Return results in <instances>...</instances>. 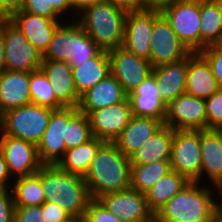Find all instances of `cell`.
<instances>
[{
  "label": "cell",
  "instance_id": "11a10c76",
  "mask_svg": "<svg viewBox=\"0 0 222 222\" xmlns=\"http://www.w3.org/2000/svg\"><path fill=\"white\" fill-rule=\"evenodd\" d=\"M219 132L222 134V126L218 128Z\"/></svg>",
  "mask_w": 222,
  "mask_h": 222
},
{
  "label": "cell",
  "instance_id": "4fadbf2b",
  "mask_svg": "<svg viewBox=\"0 0 222 222\" xmlns=\"http://www.w3.org/2000/svg\"><path fill=\"white\" fill-rule=\"evenodd\" d=\"M164 125L173 130H205L207 114L205 99L188 93L180 94L168 106Z\"/></svg>",
  "mask_w": 222,
  "mask_h": 222
},
{
  "label": "cell",
  "instance_id": "d6a6232c",
  "mask_svg": "<svg viewBox=\"0 0 222 222\" xmlns=\"http://www.w3.org/2000/svg\"><path fill=\"white\" fill-rule=\"evenodd\" d=\"M169 171H171L170 160L154 161L146 165H131L130 187L136 191L146 193Z\"/></svg>",
  "mask_w": 222,
  "mask_h": 222
},
{
  "label": "cell",
  "instance_id": "cb8c5ba5",
  "mask_svg": "<svg viewBox=\"0 0 222 222\" xmlns=\"http://www.w3.org/2000/svg\"><path fill=\"white\" fill-rule=\"evenodd\" d=\"M128 98L134 116H145L160 119L164 122L166 106L161 101L159 87L153 73L135 88Z\"/></svg>",
  "mask_w": 222,
  "mask_h": 222
},
{
  "label": "cell",
  "instance_id": "f546056e",
  "mask_svg": "<svg viewBox=\"0 0 222 222\" xmlns=\"http://www.w3.org/2000/svg\"><path fill=\"white\" fill-rule=\"evenodd\" d=\"M105 141L93 137L88 142L66 150L64 157L58 162V166L69 173L85 176L91 162L95 158L99 147Z\"/></svg>",
  "mask_w": 222,
  "mask_h": 222
},
{
  "label": "cell",
  "instance_id": "f5cc1de1",
  "mask_svg": "<svg viewBox=\"0 0 222 222\" xmlns=\"http://www.w3.org/2000/svg\"><path fill=\"white\" fill-rule=\"evenodd\" d=\"M94 1H98V0H72L73 4L75 5V7L79 10L84 4L90 3V2H94Z\"/></svg>",
  "mask_w": 222,
  "mask_h": 222
},
{
  "label": "cell",
  "instance_id": "7bdbcfd3",
  "mask_svg": "<svg viewBox=\"0 0 222 222\" xmlns=\"http://www.w3.org/2000/svg\"><path fill=\"white\" fill-rule=\"evenodd\" d=\"M41 208L46 222H61L71 216L56 203L44 202Z\"/></svg>",
  "mask_w": 222,
  "mask_h": 222
},
{
  "label": "cell",
  "instance_id": "7dc6e473",
  "mask_svg": "<svg viewBox=\"0 0 222 222\" xmlns=\"http://www.w3.org/2000/svg\"><path fill=\"white\" fill-rule=\"evenodd\" d=\"M8 180L11 182L13 179L9 174L5 158L0 152V189H11L12 185L8 184Z\"/></svg>",
  "mask_w": 222,
  "mask_h": 222
},
{
  "label": "cell",
  "instance_id": "1f68e13d",
  "mask_svg": "<svg viewBox=\"0 0 222 222\" xmlns=\"http://www.w3.org/2000/svg\"><path fill=\"white\" fill-rule=\"evenodd\" d=\"M12 182L11 191L15 206H41L45 202L41 186V168L34 175L16 178Z\"/></svg>",
  "mask_w": 222,
  "mask_h": 222
},
{
  "label": "cell",
  "instance_id": "60d3db41",
  "mask_svg": "<svg viewBox=\"0 0 222 222\" xmlns=\"http://www.w3.org/2000/svg\"><path fill=\"white\" fill-rule=\"evenodd\" d=\"M14 222H46L41 206H15Z\"/></svg>",
  "mask_w": 222,
  "mask_h": 222
},
{
  "label": "cell",
  "instance_id": "d4e9b609",
  "mask_svg": "<svg viewBox=\"0 0 222 222\" xmlns=\"http://www.w3.org/2000/svg\"><path fill=\"white\" fill-rule=\"evenodd\" d=\"M163 125L160 119L133 115L114 143L124 155L130 157Z\"/></svg>",
  "mask_w": 222,
  "mask_h": 222
},
{
  "label": "cell",
  "instance_id": "9a60e30c",
  "mask_svg": "<svg viewBox=\"0 0 222 222\" xmlns=\"http://www.w3.org/2000/svg\"><path fill=\"white\" fill-rule=\"evenodd\" d=\"M108 54L110 73L128 95L152 73L148 59L136 56L122 46L108 51Z\"/></svg>",
  "mask_w": 222,
  "mask_h": 222
},
{
  "label": "cell",
  "instance_id": "7a4b0ae2",
  "mask_svg": "<svg viewBox=\"0 0 222 222\" xmlns=\"http://www.w3.org/2000/svg\"><path fill=\"white\" fill-rule=\"evenodd\" d=\"M127 13L108 1L98 0L84 4L73 17L101 50L110 51L123 45Z\"/></svg>",
  "mask_w": 222,
  "mask_h": 222
},
{
  "label": "cell",
  "instance_id": "ac0fdd59",
  "mask_svg": "<svg viewBox=\"0 0 222 222\" xmlns=\"http://www.w3.org/2000/svg\"><path fill=\"white\" fill-rule=\"evenodd\" d=\"M201 174L213 183V188L220 193L222 188V134L218 129L200 130Z\"/></svg>",
  "mask_w": 222,
  "mask_h": 222
},
{
  "label": "cell",
  "instance_id": "816d5d0a",
  "mask_svg": "<svg viewBox=\"0 0 222 222\" xmlns=\"http://www.w3.org/2000/svg\"><path fill=\"white\" fill-rule=\"evenodd\" d=\"M61 222H86L84 215L69 216L66 220Z\"/></svg>",
  "mask_w": 222,
  "mask_h": 222
},
{
  "label": "cell",
  "instance_id": "6da1fadb",
  "mask_svg": "<svg viewBox=\"0 0 222 222\" xmlns=\"http://www.w3.org/2000/svg\"><path fill=\"white\" fill-rule=\"evenodd\" d=\"M92 199L130 188L131 162L114 142L105 141L84 176Z\"/></svg>",
  "mask_w": 222,
  "mask_h": 222
},
{
  "label": "cell",
  "instance_id": "4316f807",
  "mask_svg": "<svg viewBox=\"0 0 222 222\" xmlns=\"http://www.w3.org/2000/svg\"><path fill=\"white\" fill-rule=\"evenodd\" d=\"M174 130L163 125L130 157L131 165H146L154 161L170 160Z\"/></svg>",
  "mask_w": 222,
  "mask_h": 222
},
{
  "label": "cell",
  "instance_id": "681fc988",
  "mask_svg": "<svg viewBox=\"0 0 222 222\" xmlns=\"http://www.w3.org/2000/svg\"><path fill=\"white\" fill-rule=\"evenodd\" d=\"M175 0H144L145 8L159 9L161 10L164 6L169 5Z\"/></svg>",
  "mask_w": 222,
  "mask_h": 222
},
{
  "label": "cell",
  "instance_id": "7402d4cb",
  "mask_svg": "<svg viewBox=\"0 0 222 222\" xmlns=\"http://www.w3.org/2000/svg\"><path fill=\"white\" fill-rule=\"evenodd\" d=\"M55 203L71 216L84 215L91 196L84 177L61 169V188Z\"/></svg>",
  "mask_w": 222,
  "mask_h": 222
},
{
  "label": "cell",
  "instance_id": "bcb514c9",
  "mask_svg": "<svg viewBox=\"0 0 222 222\" xmlns=\"http://www.w3.org/2000/svg\"><path fill=\"white\" fill-rule=\"evenodd\" d=\"M126 12L145 9L144 0H105Z\"/></svg>",
  "mask_w": 222,
  "mask_h": 222
},
{
  "label": "cell",
  "instance_id": "f35d334b",
  "mask_svg": "<svg viewBox=\"0 0 222 222\" xmlns=\"http://www.w3.org/2000/svg\"><path fill=\"white\" fill-rule=\"evenodd\" d=\"M86 222H122L97 199H91L84 214Z\"/></svg>",
  "mask_w": 222,
  "mask_h": 222
},
{
  "label": "cell",
  "instance_id": "74e56055",
  "mask_svg": "<svg viewBox=\"0 0 222 222\" xmlns=\"http://www.w3.org/2000/svg\"><path fill=\"white\" fill-rule=\"evenodd\" d=\"M210 64L212 73L219 87H222V45L206 46L199 52Z\"/></svg>",
  "mask_w": 222,
  "mask_h": 222
},
{
  "label": "cell",
  "instance_id": "9c48e42d",
  "mask_svg": "<svg viewBox=\"0 0 222 222\" xmlns=\"http://www.w3.org/2000/svg\"><path fill=\"white\" fill-rule=\"evenodd\" d=\"M78 111V107L54 109L39 143L37 152L42 164H58L66 152V124Z\"/></svg>",
  "mask_w": 222,
  "mask_h": 222
},
{
  "label": "cell",
  "instance_id": "c3c4849f",
  "mask_svg": "<svg viewBox=\"0 0 222 222\" xmlns=\"http://www.w3.org/2000/svg\"><path fill=\"white\" fill-rule=\"evenodd\" d=\"M6 70L4 35H3V18H0V74Z\"/></svg>",
  "mask_w": 222,
  "mask_h": 222
},
{
  "label": "cell",
  "instance_id": "5bb4252c",
  "mask_svg": "<svg viewBox=\"0 0 222 222\" xmlns=\"http://www.w3.org/2000/svg\"><path fill=\"white\" fill-rule=\"evenodd\" d=\"M98 201L122 222H155V214L148 206L145 193L131 187L101 196Z\"/></svg>",
  "mask_w": 222,
  "mask_h": 222
},
{
  "label": "cell",
  "instance_id": "db71d44e",
  "mask_svg": "<svg viewBox=\"0 0 222 222\" xmlns=\"http://www.w3.org/2000/svg\"><path fill=\"white\" fill-rule=\"evenodd\" d=\"M219 196H221V198H222V188L220 189ZM221 200H222V199H221ZM221 203H222V201H221Z\"/></svg>",
  "mask_w": 222,
  "mask_h": 222
},
{
  "label": "cell",
  "instance_id": "3957f363",
  "mask_svg": "<svg viewBox=\"0 0 222 222\" xmlns=\"http://www.w3.org/2000/svg\"><path fill=\"white\" fill-rule=\"evenodd\" d=\"M190 181L155 214V222H211L216 201L213 188Z\"/></svg>",
  "mask_w": 222,
  "mask_h": 222
},
{
  "label": "cell",
  "instance_id": "d6986e66",
  "mask_svg": "<svg viewBox=\"0 0 222 222\" xmlns=\"http://www.w3.org/2000/svg\"><path fill=\"white\" fill-rule=\"evenodd\" d=\"M41 69L52 84L56 100L63 107H78L80 96L74 85L72 66L68 62L43 59Z\"/></svg>",
  "mask_w": 222,
  "mask_h": 222
},
{
  "label": "cell",
  "instance_id": "30bf717a",
  "mask_svg": "<svg viewBox=\"0 0 222 222\" xmlns=\"http://www.w3.org/2000/svg\"><path fill=\"white\" fill-rule=\"evenodd\" d=\"M150 63L153 67L177 62L192 52L178 38L169 21L161 13L154 22L151 34Z\"/></svg>",
  "mask_w": 222,
  "mask_h": 222
},
{
  "label": "cell",
  "instance_id": "ee69618b",
  "mask_svg": "<svg viewBox=\"0 0 222 222\" xmlns=\"http://www.w3.org/2000/svg\"><path fill=\"white\" fill-rule=\"evenodd\" d=\"M24 0H0V18H8L21 9Z\"/></svg>",
  "mask_w": 222,
  "mask_h": 222
},
{
  "label": "cell",
  "instance_id": "ab89813d",
  "mask_svg": "<svg viewBox=\"0 0 222 222\" xmlns=\"http://www.w3.org/2000/svg\"><path fill=\"white\" fill-rule=\"evenodd\" d=\"M70 10L78 13V9L73 4L72 0H45V17L51 18L53 20H61V14H65Z\"/></svg>",
  "mask_w": 222,
  "mask_h": 222
},
{
  "label": "cell",
  "instance_id": "44dd1931",
  "mask_svg": "<svg viewBox=\"0 0 222 222\" xmlns=\"http://www.w3.org/2000/svg\"><path fill=\"white\" fill-rule=\"evenodd\" d=\"M188 57L152 68L161 101L168 106L180 94L185 93Z\"/></svg>",
  "mask_w": 222,
  "mask_h": 222
},
{
  "label": "cell",
  "instance_id": "b9f144b4",
  "mask_svg": "<svg viewBox=\"0 0 222 222\" xmlns=\"http://www.w3.org/2000/svg\"><path fill=\"white\" fill-rule=\"evenodd\" d=\"M10 191L11 189H0V222H14L15 205Z\"/></svg>",
  "mask_w": 222,
  "mask_h": 222
},
{
  "label": "cell",
  "instance_id": "8992f818",
  "mask_svg": "<svg viewBox=\"0 0 222 222\" xmlns=\"http://www.w3.org/2000/svg\"><path fill=\"white\" fill-rule=\"evenodd\" d=\"M161 13L189 50L200 52V0H175Z\"/></svg>",
  "mask_w": 222,
  "mask_h": 222
},
{
  "label": "cell",
  "instance_id": "e0dca14e",
  "mask_svg": "<svg viewBox=\"0 0 222 222\" xmlns=\"http://www.w3.org/2000/svg\"><path fill=\"white\" fill-rule=\"evenodd\" d=\"M8 19L42 55L46 52L56 29L63 23L62 20L34 15L21 9L12 13Z\"/></svg>",
  "mask_w": 222,
  "mask_h": 222
},
{
  "label": "cell",
  "instance_id": "8fae6325",
  "mask_svg": "<svg viewBox=\"0 0 222 222\" xmlns=\"http://www.w3.org/2000/svg\"><path fill=\"white\" fill-rule=\"evenodd\" d=\"M159 9L145 8L127 13L122 47L150 62L151 34Z\"/></svg>",
  "mask_w": 222,
  "mask_h": 222
},
{
  "label": "cell",
  "instance_id": "ffe728a7",
  "mask_svg": "<svg viewBox=\"0 0 222 222\" xmlns=\"http://www.w3.org/2000/svg\"><path fill=\"white\" fill-rule=\"evenodd\" d=\"M128 94L110 73L80 96L78 110L86 115L95 110L124 101Z\"/></svg>",
  "mask_w": 222,
  "mask_h": 222
},
{
  "label": "cell",
  "instance_id": "4dcf8cb0",
  "mask_svg": "<svg viewBox=\"0 0 222 222\" xmlns=\"http://www.w3.org/2000/svg\"><path fill=\"white\" fill-rule=\"evenodd\" d=\"M189 182L184 175L173 170L169 171L145 193L150 210L156 214Z\"/></svg>",
  "mask_w": 222,
  "mask_h": 222
},
{
  "label": "cell",
  "instance_id": "f907efd6",
  "mask_svg": "<svg viewBox=\"0 0 222 222\" xmlns=\"http://www.w3.org/2000/svg\"><path fill=\"white\" fill-rule=\"evenodd\" d=\"M211 222H222V203L219 202L212 212Z\"/></svg>",
  "mask_w": 222,
  "mask_h": 222
},
{
  "label": "cell",
  "instance_id": "83f0119b",
  "mask_svg": "<svg viewBox=\"0 0 222 222\" xmlns=\"http://www.w3.org/2000/svg\"><path fill=\"white\" fill-rule=\"evenodd\" d=\"M110 74L108 51L101 50L93 58L72 67V75L77 94L81 96Z\"/></svg>",
  "mask_w": 222,
  "mask_h": 222
},
{
  "label": "cell",
  "instance_id": "ba28073f",
  "mask_svg": "<svg viewBox=\"0 0 222 222\" xmlns=\"http://www.w3.org/2000/svg\"><path fill=\"white\" fill-rule=\"evenodd\" d=\"M170 165L171 170L184 175L189 181L200 183V130H174Z\"/></svg>",
  "mask_w": 222,
  "mask_h": 222
},
{
  "label": "cell",
  "instance_id": "7c38bea8",
  "mask_svg": "<svg viewBox=\"0 0 222 222\" xmlns=\"http://www.w3.org/2000/svg\"><path fill=\"white\" fill-rule=\"evenodd\" d=\"M0 152L14 179L34 175L43 165L38 157L37 145L16 137L1 135Z\"/></svg>",
  "mask_w": 222,
  "mask_h": 222
},
{
  "label": "cell",
  "instance_id": "484cf974",
  "mask_svg": "<svg viewBox=\"0 0 222 222\" xmlns=\"http://www.w3.org/2000/svg\"><path fill=\"white\" fill-rule=\"evenodd\" d=\"M219 88L210 64L199 52H192L188 56L185 92L198 98L207 99Z\"/></svg>",
  "mask_w": 222,
  "mask_h": 222
},
{
  "label": "cell",
  "instance_id": "d590c367",
  "mask_svg": "<svg viewBox=\"0 0 222 222\" xmlns=\"http://www.w3.org/2000/svg\"><path fill=\"white\" fill-rule=\"evenodd\" d=\"M41 186L45 202L55 203L61 188V168L57 164L41 166Z\"/></svg>",
  "mask_w": 222,
  "mask_h": 222
},
{
  "label": "cell",
  "instance_id": "836d02e7",
  "mask_svg": "<svg viewBox=\"0 0 222 222\" xmlns=\"http://www.w3.org/2000/svg\"><path fill=\"white\" fill-rule=\"evenodd\" d=\"M29 90L31 103L52 109L63 107L56 100L52 84L41 68L30 72Z\"/></svg>",
  "mask_w": 222,
  "mask_h": 222
},
{
  "label": "cell",
  "instance_id": "5b68a950",
  "mask_svg": "<svg viewBox=\"0 0 222 222\" xmlns=\"http://www.w3.org/2000/svg\"><path fill=\"white\" fill-rule=\"evenodd\" d=\"M54 109L29 103L0 116V134L38 144Z\"/></svg>",
  "mask_w": 222,
  "mask_h": 222
},
{
  "label": "cell",
  "instance_id": "f6af8a7d",
  "mask_svg": "<svg viewBox=\"0 0 222 222\" xmlns=\"http://www.w3.org/2000/svg\"><path fill=\"white\" fill-rule=\"evenodd\" d=\"M21 10L34 15L45 16V0H24Z\"/></svg>",
  "mask_w": 222,
  "mask_h": 222
},
{
  "label": "cell",
  "instance_id": "f1b7e54d",
  "mask_svg": "<svg viewBox=\"0 0 222 222\" xmlns=\"http://www.w3.org/2000/svg\"><path fill=\"white\" fill-rule=\"evenodd\" d=\"M200 51L222 40V0H200Z\"/></svg>",
  "mask_w": 222,
  "mask_h": 222
},
{
  "label": "cell",
  "instance_id": "2e32d148",
  "mask_svg": "<svg viewBox=\"0 0 222 222\" xmlns=\"http://www.w3.org/2000/svg\"><path fill=\"white\" fill-rule=\"evenodd\" d=\"M93 137L107 142H114L130 122L133 112L127 97L124 101L107 106L88 115Z\"/></svg>",
  "mask_w": 222,
  "mask_h": 222
},
{
  "label": "cell",
  "instance_id": "603a6c76",
  "mask_svg": "<svg viewBox=\"0 0 222 222\" xmlns=\"http://www.w3.org/2000/svg\"><path fill=\"white\" fill-rule=\"evenodd\" d=\"M29 81L30 72L5 70L0 74V116L31 103Z\"/></svg>",
  "mask_w": 222,
  "mask_h": 222
},
{
  "label": "cell",
  "instance_id": "52a82bcc",
  "mask_svg": "<svg viewBox=\"0 0 222 222\" xmlns=\"http://www.w3.org/2000/svg\"><path fill=\"white\" fill-rule=\"evenodd\" d=\"M6 70L32 72L41 68L43 55L8 19L3 18Z\"/></svg>",
  "mask_w": 222,
  "mask_h": 222
},
{
  "label": "cell",
  "instance_id": "277c9868",
  "mask_svg": "<svg viewBox=\"0 0 222 222\" xmlns=\"http://www.w3.org/2000/svg\"><path fill=\"white\" fill-rule=\"evenodd\" d=\"M71 20L73 22L62 23L56 29L43 59L68 62L75 67L101 51L84 28L76 20Z\"/></svg>",
  "mask_w": 222,
  "mask_h": 222
},
{
  "label": "cell",
  "instance_id": "e575fe53",
  "mask_svg": "<svg viewBox=\"0 0 222 222\" xmlns=\"http://www.w3.org/2000/svg\"><path fill=\"white\" fill-rule=\"evenodd\" d=\"M92 138L88 116L78 110L66 124V150L84 144Z\"/></svg>",
  "mask_w": 222,
  "mask_h": 222
},
{
  "label": "cell",
  "instance_id": "8d00e7d4",
  "mask_svg": "<svg viewBox=\"0 0 222 222\" xmlns=\"http://www.w3.org/2000/svg\"><path fill=\"white\" fill-rule=\"evenodd\" d=\"M207 129H218L222 126V87L211 97L205 99Z\"/></svg>",
  "mask_w": 222,
  "mask_h": 222
}]
</instances>
